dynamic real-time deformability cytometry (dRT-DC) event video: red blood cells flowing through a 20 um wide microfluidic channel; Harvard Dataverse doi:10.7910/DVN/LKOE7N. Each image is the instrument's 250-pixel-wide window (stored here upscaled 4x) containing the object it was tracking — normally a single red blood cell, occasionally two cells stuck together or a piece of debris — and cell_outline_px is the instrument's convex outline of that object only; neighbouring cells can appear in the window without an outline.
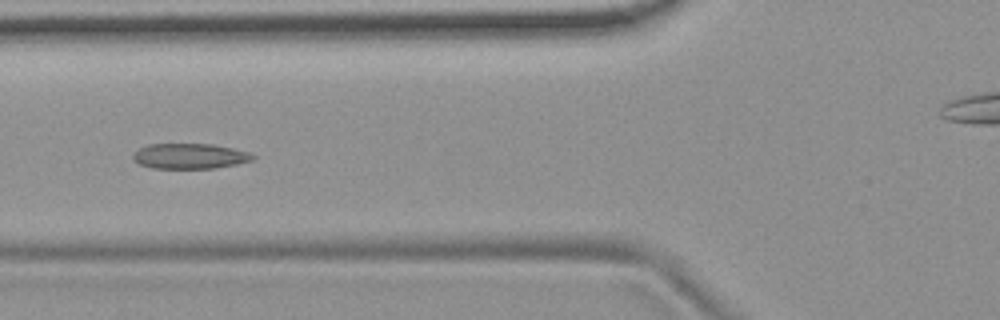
{"species": "common noctule bat (a hibernating species)", "species_latin": "Nyctalus noctula", "temperature_condition": "room temperature", "stored_images_in_passage": 9, "camera_frame_rate_fps": 3000, "um_per_image_px": 0.085, "animal": {"sex": "female", "body_mass_g": 19.9}, "frame": {"image": 1, "passage_image": 6, "time_ms": 1.667, "image_size_px": [1000, 320], "cell_outline_px": [[256, 156], [252, 160], [236, 164], [216, 168], [152, 168], [140, 164], [132, 160], [132, 156], [140, 148], [148, 144], [212, 144], [232, 148], [248, 152]], "centroid_in_image_um": [16.12, 13.27], "position_along_channel_um": 109.7, "area_um2": 17.57}}
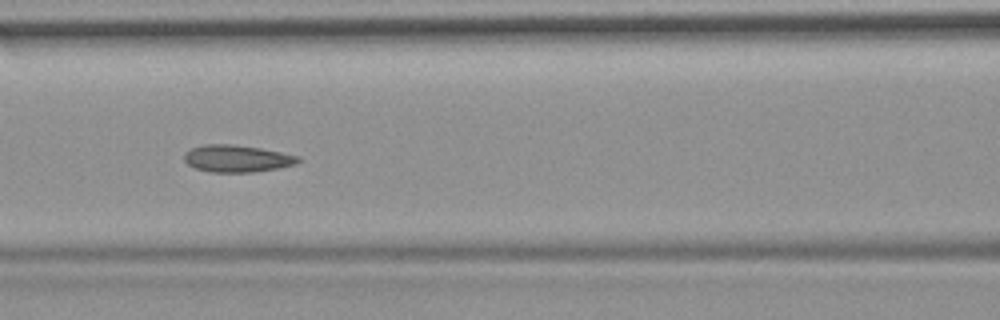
{"frame": {"image": 2, "passage_image": 7, "time_ms": 2.0, "image_size_px": [1000, 320], "cell_outline_px": [[300, 160], [296, 164], [276, 168], [252, 172], [212, 172], [196, 168], [188, 164], [184, 160], [184, 152], [192, 148], [204, 144], [232, 144], [260, 148], [300, 156]], "centroid_in_image_um": [20.13, 13.47], "position_along_channel_um": 146.5, "area_um2": 17.86}}
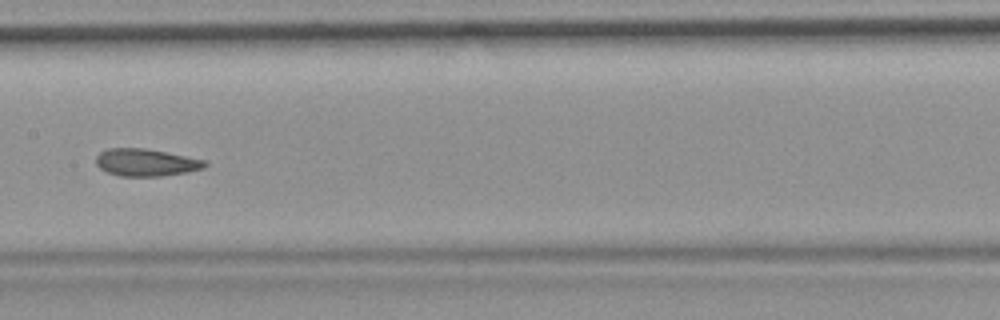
{"frame": {"image": 3, "passage_image": 8, "time_ms": 2.333, "image_size_px": [1000, 320], "cell_outline_px": [[208, 164], [204, 168], [188, 172], [160, 176], [120, 176], [108, 172], [100, 168], [96, 164], [96, 156], [100, 152], [108, 148], [144, 148], [208, 160]], "centroid_in_image_um": [12.44, 13.81], "position_along_channel_um": 195.0, "area_um2": 17.4}}